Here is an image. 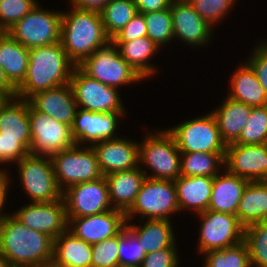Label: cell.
Segmentation results:
<instances>
[{
    "label": "cell",
    "mask_w": 267,
    "mask_h": 267,
    "mask_svg": "<svg viewBox=\"0 0 267 267\" xmlns=\"http://www.w3.org/2000/svg\"><path fill=\"white\" fill-rule=\"evenodd\" d=\"M75 67L61 41L29 49L27 74L16 88V97L28 100L35 93L68 84Z\"/></svg>",
    "instance_id": "6da1fadb"
},
{
    "label": "cell",
    "mask_w": 267,
    "mask_h": 267,
    "mask_svg": "<svg viewBox=\"0 0 267 267\" xmlns=\"http://www.w3.org/2000/svg\"><path fill=\"white\" fill-rule=\"evenodd\" d=\"M54 239L29 229L12 213L0 219V255L13 267H31L53 258Z\"/></svg>",
    "instance_id": "7a4b0ae2"
},
{
    "label": "cell",
    "mask_w": 267,
    "mask_h": 267,
    "mask_svg": "<svg viewBox=\"0 0 267 267\" xmlns=\"http://www.w3.org/2000/svg\"><path fill=\"white\" fill-rule=\"evenodd\" d=\"M110 41L100 12L72 7L62 13L61 44L76 66Z\"/></svg>",
    "instance_id": "3957f363"
},
{
    "label": "cell",
    "mask_w": 267,
    "mask_h": 267,
    "mask_svg": "<svg viewBox=\"0 0 267 267\" xmlns=\"http://www.w3.org/2000/svg\"><path fill=\"white\" fill-rule=\"evenodd\" d=\"M141 164L153 171L149 175L142 169L148 178L175 181L181 176V152L167 130L149 133L142 143L139 142V167Z\"/></svg>",
    "instance_id": "277c9868"
},
{
    "label": "cell",
    "mask_w": 267,
    "mask_h": 267,
    "mask_svg": "<svg viewBox=\"0 0 267 267\" xmlns=\"http://www.w3.org/2000/svg\"><path fill=\"white\" fill-rule=\"evenodd\" d=\"M180 212L176 186L173 180L146 177L134 203L125 212L126 221L140 214L141 220H170V215Z\"/></svg>",
    "instance_id": "5b68a950"
},
{
    "label": "cell",
    "mask_w": 267,
    "mask_h": 267,
    "mask_svg": "<svg viewBox=\"0 0 267 267\" xmlns=\"http://www.w3.org/2000/svg\"><path fill=\"white\" fill-rule=\"evenodd\" d=\"M54 174L61 191L72 185L103 177L92 146L74 145L51 156Z\"/></svg>",
    "instance_id": "8992f818"
},
{
    "label": "cell",
    "mask_w": 267,
    "mask_h": 267,
    "mask_svg": "<svg viewBox=\"0 0 267 267\" xmlns=\"http://www.w3.org/2000/svg\"><path fill=\"white\" fill-rule=\"evenodd\" d=\"M181 153H226L217 120L212 112L167 129Z\"/></svg>",
    "instance_id": "52a82bcc"
},
{
    "label": "cell",
    "mask_w": 267,
    "mask_h": 267,
    "mask_svg": "<svg viewBox=\"0 0 267 267\" xmlns=\"http://www.w3.org/2000/svg\"><path fill=\"white\" fill-rule=\"evenodd\" d=\"M62 13L37 5L6 32L29 49L60 42Z\"/></svg>",
    "instance_id": "ba28073f"
},
{
    "label": "cell",
    "mask_w": 267,
    "mask_h": 267,
    "mask_svg": "<svg viewBox=\"0 0 267 267\" xmlns=\"http://www.w3.org/2000/svg\"><path fill=\"white\" fill-rule=\"evenodd\" d=\"M78 67L89 77L114 88L144 80L119 54L112 41L97 49Z\"/></svg>",
    "instance_id": "9c48e42d"
},
{
    "label": "cell",
    "mask_w": 267,
    "mask_h": 267,
    "mask_svg": "<svg viewBox=\"0 0 267 267\" xmlns=\"http://www.w3.org/2000/svg\"><path fill=\"white\" fill-rule=\"evenodd\" d=\"M21 185L32 202L62 199L51 157L28 154L17 163Z\"/></svg>",
    "instance_id": "30bf717a"
},
{
    "label": "cell",
    "mask_w": 267,
    "mask_h": 267,
    "mask_svg": "<svg viewBox=\"0 0 267 267\" xmlns=\"http://www.w3.org/2000/svg\"><path fill=\"white\" fill-rule=\"evenodd\" d=\"M31 146L29 153L49 156L76 145L72 128L47 114L35 110L29 104Z\"/></svg>",
    "instance_id": "8fae6325"
},
{
    "label": "cell",
    "mask_w": 267,
    "mask_h": 267,
    "mask_svg": "<svg viewBox=\"0 0 267 267\" xmlns=\"http://www.w3.org/2000/svg\"><path fill=\"white\" fill-rule=\"evenodd\" d=\"M197 216L202 221L197 247L200 254L224 249L244 240L245 227L237 215L207 210Z\"/></svg>",
    "instance_id": "7c38bea8"
},
{
    "label": "cell",
    "mask_w": 267,
    "mask_h": 267,
    "mask_svg": "<svg viewBox=\"0 0 267 267\" xmlns=\"http://www.w3.org/2000/svg\"><path fill=\"white\" fill-rule=\"evenodd\" d=\"M69 84L79 108L93 112H125L117 88L89 77L78 66L74 68Z\"/></svg>",
    "instance_id": "4fadbf2b"
},
{
    "label": "cell",
    "mask_w": 267,
    "mask_h": 267,
    "mask_svg": "<svg viewBox=\"0 0 267 267\" xmlns=\"http://www.w3.org/2000/svg\"><path fill=\"white\" fill-rule=\"evenodd\" d=\"M67 218L97 215L113 209L106 178L72 185L62 192Z\"/></svg>",
    "instance_id": "5bb4252c"
},
{
    "label": "cell",
    "mask_w": 267,
    "mask_h": 267,
    "mask_svg": "<svg viewBox=\"0 0 267 267\" xmlns=\"http://www.w3.org/2000/svg\"><path fill=\"white\" fill-rule=\"evenodd\" d=\"M13 215L26 227L45 233L56 239L68 230L65 202H31L18 209Z\"/></svg>",
    "instance_id": "9a60e30c"
},
{
    "label": "cell",
    "mask_w": 267,
    "mask_h": 267,
    "mask_svg": "<svg viewBox=\"0 0 267 267\" xmlns=\"http://www.w3.org/2000/svg\"><path fill=\"white\" fill-rule=\"evenodd\" d=\"M80 109V110H79ZM124 112H93L77 108L72 128L73 138L77 145L82 143L92 146L95 143L117 139L115 130L118 126V118Z\"/></svg>",
    "instance_id": "2e32d148"
},
{
    "label": "cell",
    "mask_w": 267,
    "mask_h": 267,
    "mask_svg": "<svg viewBox=\"0 0 267 267\" xmlns=\"http://www.w3.org/2000/svg\"><path fill=\"white\" fill-rule=\"evenodd\" d=\"M225 169L248 181H267V143L227 145Z\"/></svg>",
    "instance_id": "e0dca14e"
},
{
    "label": "cell",
    "mask_w": 267,
    "mask_h": 267,
    "mask_svg": "<svg viewBox=\"0 0 267 267\" xmlns=\"http://www.w3.org/2000/svg\"><path fill=\"white\" fill-rule=\"evenodd\" d=\"M126 222L125 212L113 208L97 215L68 218V231L87 243L95 244L119 234Z\"/></svg>",
    "instance_id": "ac0fdd59"
},
{
    "label": "cell",
    "mask_w": 267,
    "mask_h": 267,
    "mask_svg": "<svg viewBox=\"0 0 267 267\" xmlns=\"http://www.w3.org/2000/svg\"><path fill=\"white\" fill-rule=\"evenodd\" d=\"M170 12L174 38L195 47L208 44L213 34V28L201 18L189 2L172 0Z\"/></svg>",
    "instance_id": "d6986e66"
},
{
    "label": "cell",
    "mask_w": 267,
    "mask_h": 267,
    "mask_svg": "<svg viewBox=\"0 0 267 267\" xmlns=\"http://www.w3.org/2000/svg\"><path fill=\"white\" fill-rule=\"evenodd\" d=\"M92 148L104 176L139 167V142L119 137L95 143Z\"/></svg>",
    "instance_id": "ffe728a7"
},
{
    "label": "cell",
    "mask_w": 267,
    "mask_h": 267,
    "mask_svg": "<svg viewBox=\"0 0 267 267\" xmlns=\"http://www.w3.org/2000/svg\"><path fill=\"white\" fill-rule=\"evenodd\" d=\"M28 102L35 110L69 126H72L78 108L69 83L35 93Z\"/></svg>",
    "instance_id": "44dd1931"
},
{
    "label": "cell",
    "mask_w": 267,
    "mask_h": 267,
    "mask_svg": "<svg viewBox=\"0 0 267 267\" xmlns=\"http://www.w3.org/2000/svg\"><path fill=\"white\" fill-rule=\"evenodd\" d=\"M0 136L16 139L28 151L31 146L29 102L17 97L0 103Z\"/></svg>",
    "instance_id": "7402d4cb"
},
{
    "label": "cell",
    "mask_w": 267,
    "mask_h": 267,
    "mask_svg": "<svg viewBox=\"0 0 267 267\" xmlns=\"http://www.w3.org/2000/svg\"><path fill=\"white\" fill-rule=\"evenodd\" d=\"M224 173L213 177V185L208 210L237 215V208L248 180L231 174L224 168Z\"/></svg>",
    "instance_id": "603a6c76"
},
{
    "label": "cell",
    "mask_w": 267,
    "mask_h": 267,
    "mask_svg": "<svg viewBox=\"0 0 267 267\" xmlns=\"http://www.w3.org/2000/svg\"><path fill=\"white\" fill-rule=\"evenodd\" d=\"M141 169L137 167L104 176L108 183L111 206L114 209L126 212L132 206L146 178L145 172Z\"/></svg>",
    "instance_id": "cb8c5ba5"
},
{
    "label": "cell",
    "mask_w": 267,
    "mask_h": 267,
    "mask_svg": "<svg viewBox=\"0 0 267 267\" xmlns=\"http://www.w3.org/2000/svg\"><path fill=\"white\" fill-rule=\"evenodd\" d=\"M174 183L180 212L191 209L200 214L208 210L213 177L181 175Z\"/></svg>",
    "instance_id": "d4e9b609"
},
{
    "label": "cell",
    "mask_w": 267,
    "mask_h": 267,
    "mask_svg": "<svg viewBox=\"0 0 267 267\" xmlns=\"http://www.w3.org/2000/svg\"><path fill=\"white\" fill-rule=\"evenodd\" d=\"M234 72L230 79L231 91L227 97L252 107L266 106L267 95L251 66L245 61Z\"/></svg>",
    "instance_id": "484cf974"
},
{
    "label": "cell",
    "mask_w": 267,
    "mask_h": 267,
    "mask_svg": "<svg viewBox=\"0 0 267 267\" xmlns=\"http://www.w3.org/2000/svg\"><path fill=\"white\" fill-rule=\"evenodd\" d=\"M221 106L211 111L218 123L221 137L226 145L234 143L240 136L242 128L246 125L252 106L232 100L229 97L224 99Z\"/></svg>",
    "instance_id": "4316f807"
},
{
    "label": "cell",
    "mask_w": 267,
    "mask_h": 267,
    "mask_svg": "<svg viewBox=\"0 0 267 267\" xmlns=\"http://www.w3.org/2000/svg\"><path fill=\"white\" fill-rule=\"evenodd\" d=\"M28 59L29 48L17 42L7 32H0V66L16 88L26 77Z\"/></svg>",
    "instance_id": "83f0119b"
},
{
    "label": "cell",
    "mask_w": 267,
    "mask_h": 267,
    "mask_svg": "<svg viewBox=\"0 0 267 267\" xmlns=\"http://www.w3.org/2000/svg\"><path fill=\"white\" fill-rule=\"evenodd\" d=\"M237 217L244 227L267 221V181L247 183L238 204Z\"/></svg>",
    "instance_id": "f1b7e54d"
},
{
    "label": "cell",
    "mask_w": 267,
    "mask_h": 267,
    "mask_svg": "<svg viewBox=\"0 0 267 267\" xmlns=\"http://www.w3.org/2000/svg\"><path fill=\"white\" fill-rule=\"evenodd\" d=\"M53 257L65 267H92V244L67 230L54 239Z\"/></svg>",
    "instance_id": "f546056e"
},
{
    "label": "cell",
    "mask_w": 267,
    "mask_h": 267,
    "mask_svg": "<svg viewBox=\"0 0 267 267\" xmlns=\"http://www.w3.org/2000/svg\"><path fill=\"white\" fill-rule=\"evenodd\" d=\"M113 43L117 46L119 54L143 79L153 76L157 72L154 64H149L148 61L156 54L158 48L160 50V47L148 36L136 38L129 42Z\"/></svg>",
    "instance_id": "4dcf8cb0"
},
{
    "label": "cell",
    "mask_w": 267,
    "mask_h": 267,
    "mask_svg": "<svg viewBox=\"0 0 267 267\" xmlns=\"http://www.w3.org/2000/svg\"><path fill=\"white\" fill-rule=\"evenodd\" d=\"M171 220H148L142 227L129 224L126 226L137 236L145 253H151L169 247H176Z\"/></svg>",
    "instance_id": "1f68e13d"
},
{
    "label": "cell",
    "mask_w": 267,
    "mask_h": 267,
    "mask_svg": "<svg viewBox=\"0 0 267 267\" xmlns=\"http://www.w3.org/2000/svg\"><path fill=\"white\" fill-rule=\"evenodd\" d=\"M225 155L226 153H181V175L214 177L220 172V168H225Z\"/></svg>",
    "instance_id": "d6a6232c"
},
{
    "label": "cell",
    "mask_w": 267,
    "mask_h": 267,
    "mask_svg": "<svg viewBox=\"0 0 267 267\" xmlns=\"http://www.w3.org/2000/svg\"><path fill=\"white\" fill-rule=\"evenodd\" d=\"M137 13L133 0H110L100 11L108 37L112 39Z\"/></svg>",
    "instance_id": "836d02e7"
},
{
    "label": "cell",
    "mask_w": 267,
    "mask_h": 267,
    "mask_svg": "<svg viewBox=\"0 0 267 267\" xmlns=\"http://www.w3.org/2000/svg\"><path fill=\"white\" fill-rule=\"evenodd\" d=\"M204 267H251L246 242L205 253Z\"/></svg>",
    "instance_id": "e575fe53"
},
{
    "label": "cell",
    "mask_w": 267,
    "mask_h": 267,
    "mask_svg": "<svg viewBox=\"0 0 267 267\" xmlns=\"http://www.w3.org/2000/svg\"><path fill=\"white\" fill-rule=\"evenodd\" d=\"M244 241L248 246L251 267H267V221L245 227Z\"/></svg>",
    "instance_id": "d590c367"
},
{
    "label": "cell",
    "mask_w": 267,
    "mask_h": 267,
    "mask_svg": "<svg viewBox=\"0 0 267 267\" xmlns=\"http://www.w3.org/2000/svg\"><path fill=\"white\" fill-rule=\"evenodd\" d=\"M234 143L243 145L267 143V105L252 108L246 125Z\"/></svg>",
    "instance_id": "8d00e7d4"
},
{
    "label": "cell",
    "mask_w": 267,
    "mask_h": 267,
    "mask_svg": "<svg viewBox=\"0 0 267 267\" xmlns=\"http://www.w3.org/2000/svg\"><path fill=\"white\" fill-rule=\"evenodd\" d=\"M147 36L159 47L174 39L170 8L144 14Z\"/></svg>",
    "instance_id": "74e56055"
},
{
    "label": "cell",
    "mask_w": 267,
    "mask_h": 267,
    "mask_svg": "<svg viewBox=\"0 0 267 267\" xmlns=\"http://www.w3.org/2000/svg\"><path fill=\"white\" fill-rule=\"evenodd\" d=\"M137 236L125 226L119 233V267H140L146 253Z\"/></svg>",
    "instance_id": "f35d334b"
},
{
    "label": "cell",
    "mask_w": 267,
    "mask_h": 267,
    "mask_svg": "<svg viewBox=\"0 0 267 267\" xmlns=\"http://www.w3.org/2000/svg\"><path fill=\"white\" fill-rule=\"evenodd\" d=\"M39 3L36 0H0V32H6Z\"/></svg>",
    "instance_id": "ab89813d"
},
{
    "label": "cell",
    "mask_w": 267,
    "mask_h": 267,
    "mask_svg": "<svg viewBox=\"0 0 267 267\" xmlns=\"http://www.w3.org/2000/svg\"><path fill=\"white\" fill-rule=\"evenodd\" d=\"M119 234L92 244V267H119Z\"/></svg>",
    "instance_id": "60d3db41"
},
{
    "label": "cell",
    "mask_w": 267,
    "mask_h": 267,
    "mask_svg": "<svg viewBox=\"0 0 267 267\" xmlns=\"http://www.w3.org/2000/svg\"><path fill=\"white\" fill-rule=\"evenodd\" d=\"M236 0H192L189 3L212 27L218 24L233 8Z\"/></svg>",
    "instance_id": "b9f144b4"
},
{
    "label": "cell",
    "mask_w": 267,
    "mask_h": 267,
    "mask_svg": "<svg viewBox=\"0 0 267 267\" xmlns=\"http://www.w3.org/2000/svg\"><path fill=\"white\" fill-rule=\"evenodd\" d=\"M177 247H169L147 253L140 267H178Z\"/></svg>",
    "instance_id": "7bdbcfd3"
},
{
    "label": "cell",
    "mask_w": 267,
    "mask_h": 267,
    "mask_svg": "<svg viewBox=\"0 0 267 267\" xmlns=\"http://www.w3.org/2000/svg\"><path fill=\"white\" fill-rule=\"evenodd\" d=\"M147 36V27L143 13H137L131 21L112 39V42H129Z\"/></svg>",
    "instance_id": "ee69618b"
},
{
    "label": "cell",
    "mask_w": 267,
    "mask_h": 267,
    "mask_svg": "<svg viewBox=\"0 0 267 267\" xmlns=\"http://www.w3.org/2000/svg\"><path fill=\"white\" fill-rule=\"evenodd\" d=\"M29 151L16 139H9L0 136V165L9 162L17 163Z\"/></svg>",
    "instance_id": "f6af8a7d"
},
{
    "label": "cell",
    "mask_w": 267,
    "mask_h": 267,
    "mask_svg": "<svg viewBox=\"0 0 267 267\" xmlns=\"http://www.w3.org/2000/svg\"><path fill=\"white\" fill-rule=\"evenodd\" d=\"M255 47L256 48H253V53L246 62L255 72L259 83L264 88L267 95V50L258 44Z\"/></svg>",
    "instance_id": "bcb514c9"
},
{
    "label": "cell",
    "mask_w": 267,
    "mask_h": 267,
    "mask_svg": "<svg viewBox=\"0 0 267 267\" xmlns=\"http://www.w3.org/2000/svg\"><path fill=\"white\" fill-rule=\"evenodd\" d=\"M139 13L156 12L170 8L172 0H133Z\"/></svg>",
    "instance_id": "7dc6e473"
},
{
    "label": "cell",
    "mask_w": 267,
    "mask_h": 267,
    "mask_svg": "<svg viewBox=\"0 0 267 267\" xmlns=\"http://www.w3.org/2000/svg\"><path fill=\"white\" fill-rule=\"evenodd\" d=\"M110 0H71L72 7L100 12Z\"/></svg>",
    "instance_id": "c3c4849f"
},
{
    "label": "cell",
    "mask_w": 267,
    "mask_h": 267,
    "mask_svg": "<svg viewBox=\"0 0 267 267\" xmlns=\"http://www.w3.org/2000/svg\"><path fill=\"white\" fill-rule=\"evenodd\" d=\"M0 94L4 98L16 97V87L8 80L1 66H0Z\"/></svg>",
    "instance_id": "681fc988"
},
{
    "label": "cell",
    "mask_w": 267,
    "mask_h": 267,
    "mask_svg": "<svg viewBox=\"0 0 267 267\" xmlns=\"http://www.w3.org/2000/svg\"><path fill=\"white\" fill-rule=\"evenodd\" d=\"M10 183V177L9 173L4 171L2 168L0 169V191H8L9 184Z\"/></svg>",
    "instance_id": "f907efd6"
},
{
    "label": "cell",
    "mask_w": 267,
    "mask_h": 267,
    "mask_svg": "<svg viewBox=\"0 0 267 267\" xmlns=\"http://www.w3.org/2000/svg\"><path fill=\"white\" fill-rule=\"evenodd\" d=\"M31 267H65L60 262H58L54 257L50 258L48 260L42 261L38 264H35Z\"/></svg>",
    "instance_id": "816d5d0a"
},
{
    "label": "cell",
    "mask_w": 267,
    "mask_h": 267,
    "mask_svg": "<svg viewBox=\"0 0 267 267\" xmlns=\"http://www.w3.org/2000/svg\"><path fill=\"white\" fill-rule=\"evenodd\" d=\"M7 193L8 191H0V219H2L5 215L7 214H4L2 211L5 204H6V200H7ZM2 211V213H1Z\"/></svg>",
    "instance_id": "f5cc1de1"
},
{
    "label": "cell",
    "mask_w": 267,
    "mask_h": 267,
    "mask_svg": "<svg viewBox=\"0 0 267 267\" xmlns=\"http://www.w3.org/2000/svg\"><path fill=\"white\" fill-rule=\"evenodd\" d=\"M0 267H13V265L6 257L0 255Z\"/></svg>",
    "instance_id": "db71d44e"
},
{
    "label": "cell",
    "mask_w": 267,
    "mask_h": 267,
    "mask_svg": "<svg viewBox=\"0 0 267 267\" xmlns=\"http://www.w3.org/2000/svg\"><path fill=\"white\" fill-rule=\"evenodd\" d=\"M260 45L267 50V41H263Z\"/></svg>",
    "instance_id": "11a10c76"
},
{
    "label": "cell",
    "mask_w": 267,
    "mask_h": 267,
    "mask_svg": "<svg viewBox=\"0 0 267 267\" xmlns=\"http://www.w3.org/2000/svg\"><path fill=\"white\" fill-rule=\"evenodd\" d=\"M5 98L0 94V103L4 100Z\"/></svg>",
    "instance_id": "9f6ffc18"
},
{
    "label": "cell",
    "mask_w": 267,
    "mask_h": 267,
    "mask_svg": "<svg viewBox=\"0 0 267 267\" xmlns=\"http://www.w3.org/2000/svg\"><path fill=\"white\" fill-rule=\"evenodd\" d=\"M178 1H182V2H190L192 0H178Z\"/></svg>",
    "instance_id": "6f0895ef"
}]
</instances>
